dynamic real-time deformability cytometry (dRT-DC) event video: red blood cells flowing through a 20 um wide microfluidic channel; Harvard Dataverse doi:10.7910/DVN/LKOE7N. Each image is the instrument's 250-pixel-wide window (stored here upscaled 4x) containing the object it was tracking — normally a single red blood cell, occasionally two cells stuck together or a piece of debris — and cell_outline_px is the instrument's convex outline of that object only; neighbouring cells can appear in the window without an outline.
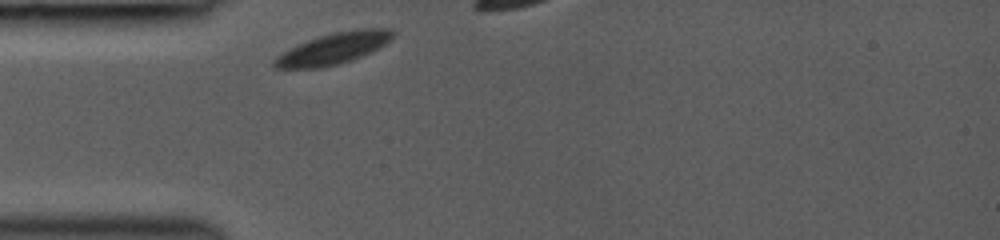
{"species": "common noctule bat (a hibernating species)", "species_latin": "Nyctalus noctula", "temperature_condition": "room temperature", "stored_images_in_passage": 8, "camera_frame_rate_fps": 3000, "um_per_image_px": 0.085, "animal": {"sex": "female", "body_mass_g": 19.0, "forearm_length_mm": 53.3}, "frame": {"image": 1, "passage_image": 1, "time_ms": 0.0, "image_size_px": [1000, 240], "cell_outline_px": [[396, 32], [392, 40], [352, 60], [340, 64], [324, 68], [276, 68], [272, 64], [272, 60], [276, 56], [288, 48], [308, 40], [332, 32], [360, 28], [392, 28]], "centroid_in_image_um": [28.34, 4.11], "position_along_channel_um": 56.7, "area_um2": 21.79}}
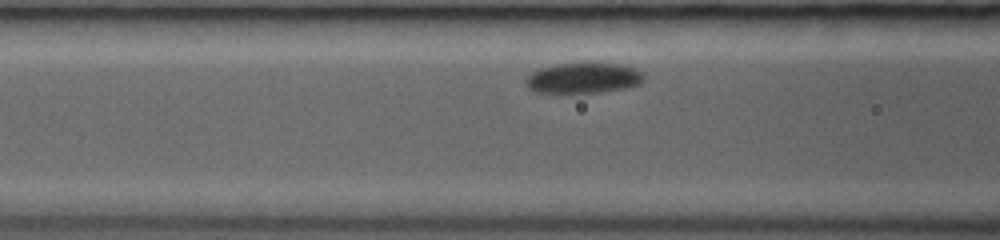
{"frame": {"image": 2, "passage_image": 6, "time_ms": 1.667, "image_size_px": [1000, 240], "cell_outline_px": [[644, 80], [640, 84], [628, 88], [600, 92], [532, 92], [524, 84], [524, 80], [532, 72], [540, 68], [556, 64], [620, 64], [636, 68], [644, 76]], "centroid_in_image_um": [49.57, 6.64], "position_along_channel_um": 117.0, "area_um2": 20.87}}